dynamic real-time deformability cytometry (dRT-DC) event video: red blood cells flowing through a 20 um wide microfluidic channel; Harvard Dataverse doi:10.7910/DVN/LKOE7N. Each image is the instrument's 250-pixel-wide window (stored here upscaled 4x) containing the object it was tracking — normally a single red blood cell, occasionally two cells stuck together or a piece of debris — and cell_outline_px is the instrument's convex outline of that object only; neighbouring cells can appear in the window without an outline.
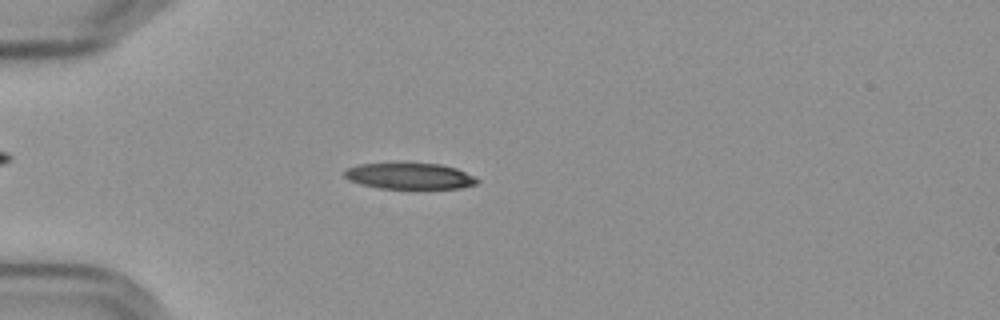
{"species": "Egyptian fruit bat (a non-hibernating species)", "species_latin": "Rousettus aegyptiacus", "temperature_condition": "cold", "stored_images_in_passage": 56, "camera_frame_rate_fps": 3000, "um_per_image_px": 0.085, "frame": {"image": 1, "passage_image": 16, "time_ms": 5.0, "image_size_px": [1000, 320], "cell_outline_px": [[480, 180], [476, 184], [460, 188], [380, 188], [360, 184], [344, 176], [344, 172], [348, 168], [360, 164], [396, 160], [400, 160], [440, 164], [456, 168]], "centroid_in_image_um": [34.78, 14.91], "position_along_channel_um": 50.2, "area_um2": 20.87}}
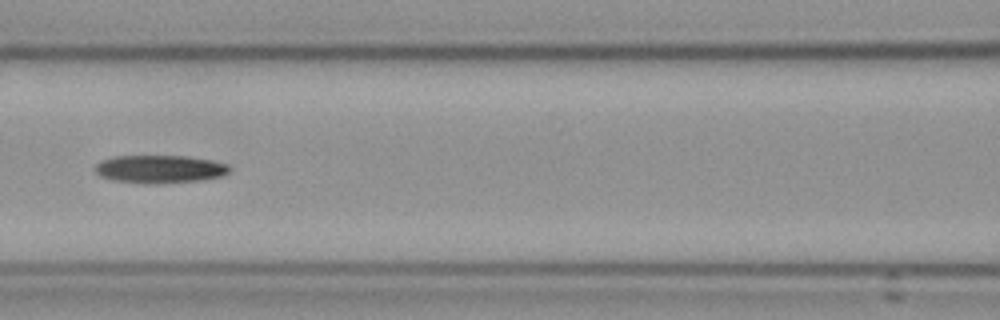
{"frame": {"image": 2, "passage_image": 26, "time_ms": 8.333, "image_size_px": [1000, 320], "cell_outline_px": [[228, 172], [220, 176], [200, 180], [156, 184], [144, 184], [112, 180], [100, 176], [96, 172], [96, 164], [100, 160], [112, 156], [188, 156], [212, 160], [228, 164]], "centroid_in_image_um": [13.53, 14.37], "position_along_channel_um": 153.1, "area_um2": 21.96}}
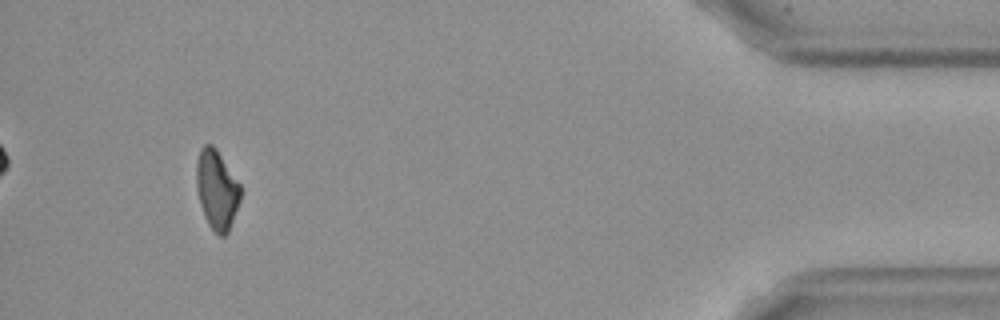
{"frame": {"image": 3, "passage_image": 53, "time_ms": 17.333, "image_size_px": [1000, 320], "cell_outline_px": [[240, 200], [228, 232], [224, 236], [220, 236], [208, 224], [200, 200], [196, 184], [196, 160], [200, 148], [204, 144], [212, 144], [216, 148], [240, 184]], "centroid_in_image_um": [18.42, 16.07], "position_along_channel_um": 416.8, "area_um2": 20.06}, "authors_computed_cell_mechanics": {"area_um2": 21.1259, "velocity_mm_per_s": 3.607, "shape_relaxation_time_tau1_ms": 8.413, "shape_relaxation_time_tau2_ms": null, "deformation_change_tau1": 0.2098, "deformation_change_tau2": null}}